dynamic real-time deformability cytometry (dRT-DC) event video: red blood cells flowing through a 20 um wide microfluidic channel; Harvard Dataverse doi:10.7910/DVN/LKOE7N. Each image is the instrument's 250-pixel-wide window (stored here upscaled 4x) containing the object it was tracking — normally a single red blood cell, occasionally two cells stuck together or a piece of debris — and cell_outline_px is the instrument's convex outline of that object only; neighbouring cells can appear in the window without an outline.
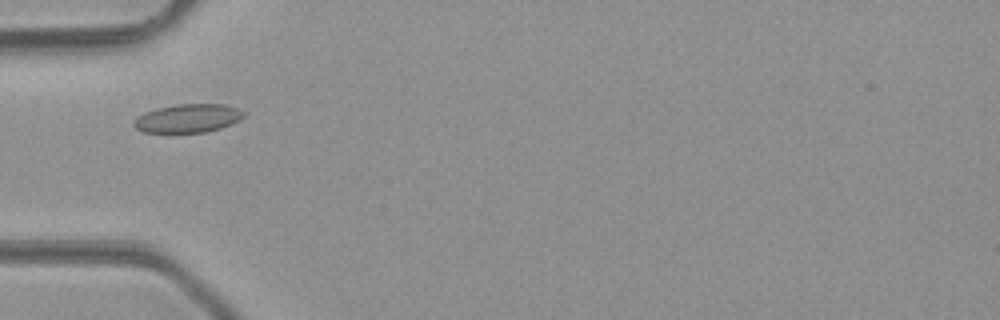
{"species": "common noctule bat (a hibernating species)", "species_latin": "Nyctalus noctula", "temperature_condition": "room temperature", "stored_images_in_passage": 39, "camera_frame_rate_fps": 3000, "um_per_image_px": 0.085, "animal": {"sex": "male", "body_mass_g": 23.1, "forearm_length_mm": 52.7}, "frame": {"image": 1, "passage_image": 7, "time_ms": 2.0, "image_size_px": [1000, 320], "cell_outline_px": [[244, 116], [240, 120], [232, 124], [208, 132], [172, 136], [144, 132], [136, 128], [132, 124], [144, 112], [156, 108], [176, 104], [224, 104], [236, 108], [244, 112]], "centroid_in_image_um": [15.94, 10.11], "position_along_channel_um": 69.1, "area_um2": 19.07}}
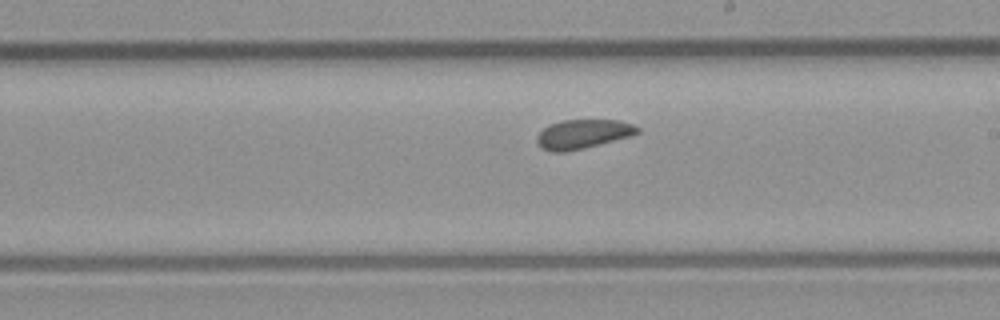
{"frame": {"image": 2, "passage_image": 19, "time_ms": 6.0, "image_size_px": [1000, 320], "cell_outline_px": [[640, 132], [628, 136], [584, 148], [568, 152], [552, 152], [540, 148], [536, 140], [536, 136], [548, 124], [560, 120], [620, 120], [632, 124], [640, 128]], "centroid_in_image_um": [49.49, 11.39], "position_along_channel_um": 239.5, "area_um2": 17.11}}
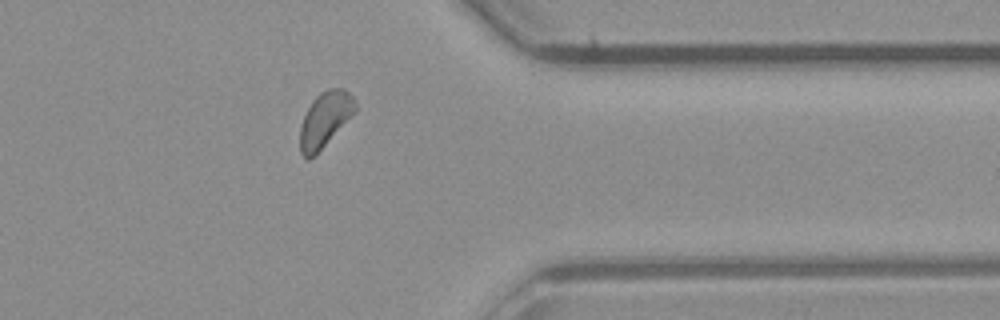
{"frame": {"image": 3, "passage_image": 30, "time_ms": 9.667, "image_size_px": [1000, 320], "cell_outline_px": [[356, 112], [308, 160], [304, 160], [300, 152], [300, 128], [304, 116], [312, 100], [320, 92], [328, 88], [344, 88], [352, 96], [356, 104]], "centroid_in_image_um": [27.61, 10.12], "position_along_channel_um": 383.8, "area_um2": 17.4}}